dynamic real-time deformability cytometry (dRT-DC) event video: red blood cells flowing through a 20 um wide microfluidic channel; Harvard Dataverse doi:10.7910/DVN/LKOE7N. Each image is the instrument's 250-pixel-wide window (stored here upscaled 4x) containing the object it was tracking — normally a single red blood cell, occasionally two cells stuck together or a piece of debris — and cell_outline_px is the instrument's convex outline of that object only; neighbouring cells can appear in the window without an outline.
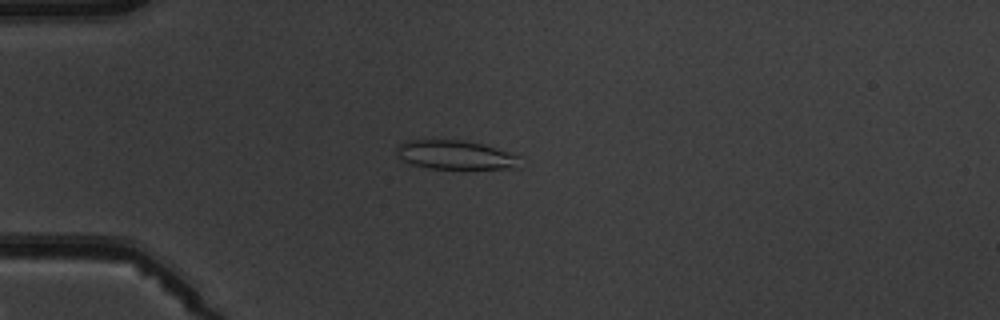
{"species": "common noctule bat (a hibernating species)", "species_latin": "Nyctalus noctula", "temperature_condition": "warm", "stored_images_in_passage": 7, "camera_frame_rate_fps": 3000, "um_per_image_px": 0.085, "animal": {"sex": "male", "body_mass_g": 19.5, "forearm_length_mm": 54.6}, "frame": {"image": 1, "passage_image": 5, "time_ms": 4.667, "image_size_px": [1000, 320], "cell_outline_px": [[520, 168], [432, 168], [412, 164], [404, 160], [396, 152], [396, 148], [400, 144], [408, 140], [464, 140], [480, 144], [520, 156]], "centroid_in_image_um": [38.72, 13.16], "position_along_channel_um": 46.3, "area_um2": 20.35}}
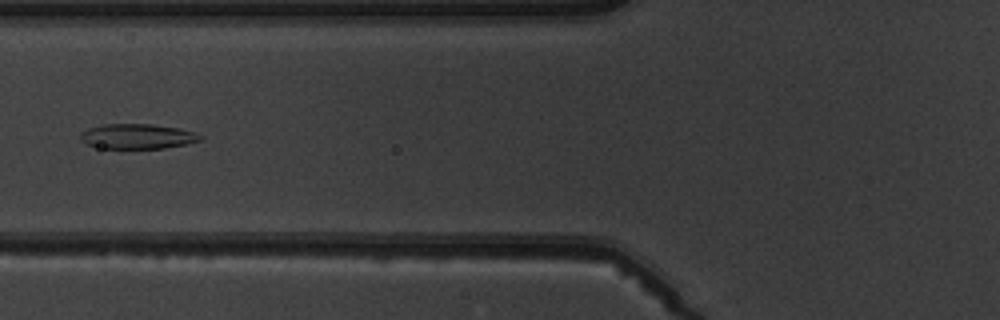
{"frame": {"image": 2, "passage_image": 7, "time_ms": 7.0, "image_size_px": [1000, 320], "cell_outline_px": [[204, 136], [200, 140], [184, 144], [164, 148], [100, 148], [88, 144], [80, 140], [80, 136], [88, 128], [104, 124], [152, 124], [180, 128]], "centroid_in_image_um": [11.68, 11.58], "position_along_channel_um": 114.1, "area_um2": 17.22}}